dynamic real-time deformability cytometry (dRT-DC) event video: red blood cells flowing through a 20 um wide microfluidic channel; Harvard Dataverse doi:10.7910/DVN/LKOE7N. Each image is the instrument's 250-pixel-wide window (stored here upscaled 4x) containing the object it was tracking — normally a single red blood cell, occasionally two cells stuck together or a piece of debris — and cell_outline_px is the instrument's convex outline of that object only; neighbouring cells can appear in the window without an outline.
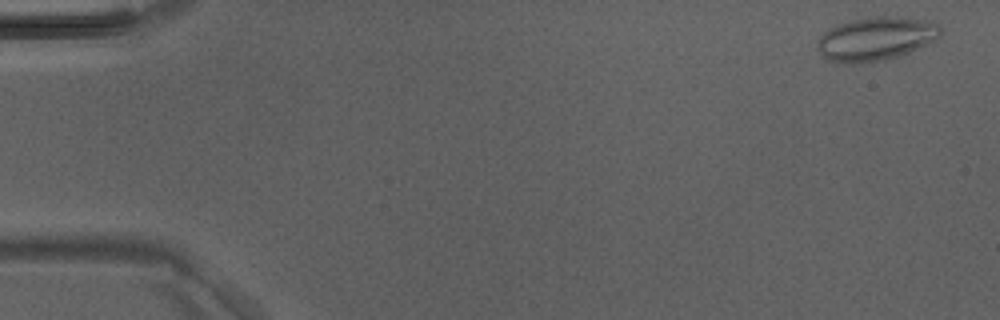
{"species": "Egyptian fruit bat (a non-hibernating species)", "species_latin": "Rousettus aegyptiacus", "temperature_condition": "room temperature", "stored_images_in_passage": 26, "camera_frame_rate_fps": 3000, "um_per_image_px": 0.085, "animal": {"sex": "male"}, "frame": {"image": 1, "passage_image": 2, "time_ms": 0.333, "image_size_px": [1000, 320], "cell_outline_px": [[944, 28], [940, 36], [936, 40], [900, 56], [860, 64], [836, 64], [828, 60], [816, 48], [816, 40], [828, 28], [836, 24], [852, 20], [880, 16], [884, 16], [924, 20], [940, 24]], "centroid_in_image_um": [74.42, 3.31], "position_along_channel_um": 10.6, "area_um2": 31.62}}
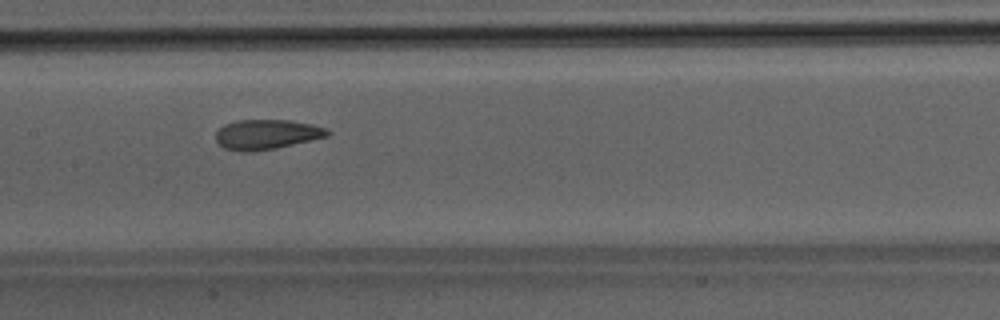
{"frame": {"image": 2, "passage_image": 23, "time_ms": 7.333, "image_size_px": [1000, 320], "cell_outline_px": [[332, 132], [328, 136], [276, 148], [248, 152], [244, 152], [224, 148], [216, 140], [216, 132], [224, 124], [236, 120], [288, 120], [312, 124], [324, 128]], "centroid_in_image_um": [22.65, 11.42], "position_along_channel_um": 184.7, "area_um2": 19.31}}
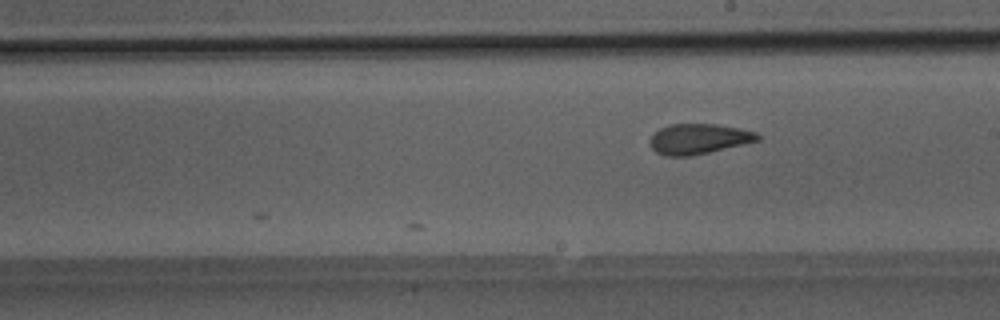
{"frame": {"image": 3, "passage_image": 26, "time_ms": 8.333, "image_size_px": [1000, 320], "cell_outline_px": [[760, 140], [692, 156], [664, 156], [656, 152], [648, 144], [648, 140], [660, 128], [672, 124], [716, 124], [756, 132], [760, 136]], "centroid_in_image_um": [59.34, 11.82], "position_along_channel_um": 229.7, "area_um2": 18.9}}